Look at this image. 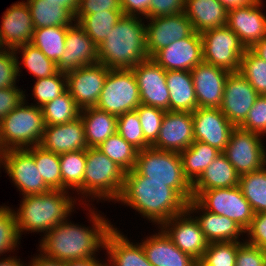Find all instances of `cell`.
<instances>
[{
    "mask_svg": "<svg viewBox=\"0 0 266 266\" xmlns=\"http://www.w3.org/2000/svg\"><path fill=\"white\" fill-rule=\"evenodd\" d=\"M99 63L98 47L84 29L74 22L67 27L65 50L57 63L63 73Z\"/></svg>",
    "mask_w": 266,
    "mask_h": 266,
    "instance_id": "obj_20",
    "label": "cell"
},
{
    "mask_svg": "<svg viewBox=\"0 0 266 266\" xmlns=\"http://www.w3.org/2000/svg\"><path fill=\"white\" fill-rule=\"evenodd\" d=\"M107 10H122L120 0H80L75 14H92Z\"/></svg>",
    "mask_w": 266,
    "mask_h": 266,
    "instance_id": "obj_55",
    "label": "cell"
},
{
    "mask_svg": "<svg viewBox=\"0 0 266 266\" xmlns=\"http://www.w3.org/2000/svg\"><path fill=\"white\" fill-rule=\"evenodd\" d=\"M259 95H266V61L246 49L238 71Z\"/></svg>",
    "mask_w": 266,
    "mask_h": 266,
    "instance_id": "obj_44",
    "label": "cell"
},
{
    "mask_svg": "<svg viewBox=\"0 0 266 266\" xmlns=\"http://www.w3.org/2000/svg\"><path fill=\"white\" fill-rule=\"evenodd\" d=\"M0 169H1V152H0Z\"/></svg>",
    "mask_w": 266,
    "mask_h": 266,
    "instance_id": "obj_65",
    "label": "cell"
},
{
    "mask_svg": "<svg viewBox=\"0 0 266 266\" xmlns=\"http://www.w3.org/2000/svg\"><path fill=\"white\" fill-rule=\"evenodd\" d=\"M151 0H120L124 15L145 18L149 13Z\"/></svg>",
    "mask_w": 266,
    "mask_h": 266,
    "instance_id": "obj_56",
    "label": "cell"
},
{
    "mask_svg": "<svg viewBox=\"0 0 266 266\" xmlns=\"http://www.w3.org/2000/svg\"><path fill=\"white\" fill-rule=\"evenodd\" d=\"M26 96L0 121V152L34 147L42 141L46 126L42 108L29 105Z\"/></svg>",
    "mask_w": 266,
    "mask_h": 266,
    "instance_id": "obj_6",
    "label": "cell"
},
{
    "mask_svg": "<svg viewBox=\"0 0 266 266\" xmlns=\"http://www.w3.org/2000/svg\"><path fill=\"white\" fill-rule=\"evenodd\" d=\"M33 158L45 184L51 190H61L59 154H55L37 145L33 147Z\"/></svg>",
    "mask_w": 266,
    "mask_h": 266,
    "instance_id": "obj_42",
    "label": "cell"
},
{
    "mask_svg": "<svg viewBox=\"0 0 266 266\" xmlns=\"http://www.w3.org/2000/svg\"><path fill=\"white\" fill-rule=\"evenodd\" d=\"M122 16V10H107L92 14H75L74 18L75 22H78L98 46L106 39L113 26Z\"/></svg>",
    "mask_w": 266,
    "mask_h": 266,
    "instance_id": "obj_36",
    "label": "cell"
},
{
    "mask_svg": "<svg viewBox=\"0 0 266 266\" xmlns=\"http://www.w3.org/2000/svg\"><path fill=\"white\" fill-rule=\"evenodd\" d=\"M221 152L209 144L195 140L180 154L185 177L193 184Z\"/></svg>",
    "mask_w": 266,
    "mask_h": 266,
    "instance_id": "obj_34",
    "label": "cell"
},
{
    "mask_svg": "<svg viewBox=\"0 0 266 266\" xmlns=\"http://www.w3.org/2000/svg\"><path fill=\"white\" fill-rule=\"evenodd\" d=\"M80 118L84 125L88 148L99 147L109 136L117 132L118 116L96 107L81 110Z\"/></svg>",
    "mask_w": 266,
    "mask_h": 266,
    "instance_id": "obj_32",
    "label": "cell"
},
{
    "mask_svg": "<svg viewBox=\"0 0 266 266\" xmlns=\"http://www.w3.org/2000/svg\"><path fill=\"white\" fill-rule=\"evenodd\" d=\"M117 133L138 151L151 147L145 140L136 111L126 112L118 116Z\"/></svg>",
    "mask_w": 266,
    "mask_h": 266,
    "instance_id": "obj_46",
    "label": "cell"
},
{
    "mask_svg": "<svg viewBox=\"0 0 266 266\" xmlns=\"http://www.w3.org/2000/svg\"><path fill=\"white\" fill-rule=\"evenodd\" d=\"M187 210L197 220L209 243L242 242L240 239L243 240L241 236L245 235V230L234 220L205 210L194 198L187 203Z\"/></svg>",
    "mask_w": 266,
    "mask_h": 266,
    "instance_id": "obj_25",
    "label": "cell"
},
{
    "mask_svg": "<svg viewBox=\"0 0 266 266\" xmlns=\"http://www.w3.org/2000/svg\"><path fill=\"white\" fill-rule=\"evenodd\" d=\"M116 202L129 206L157 227L187 209V202L173 188L165 182L149 181L135 169L125 173Z\"/></svg>",
    "mask_w": 266,
    "mask_h": 266,
    "instance_id": "obj_2",
    "label": "cell"
},
{
    "mask_svg": "<svg viewBox=\"0 0 266 266\" xmlns=\"http://www.w3.org/2000/svg\"><path fill=\"white\" fill-rule=\"evenodd\" d=\"M91 205L92 203L83 207L89 211L91 226L74 224L68 218L45 235H41L43 237L40 239L37 251L47 258L62 262L97 257L96 252L105 250L103 248H105L106 237L115 225Z\"/></svg>",
    "mask_w": 266,
    "mask_h": 266,
    "instance_id": "obj_1",
    "label": "cell"
},
{
    "mask_svg": "<svg viewBox=\"0 0 266 266\" xmlns=\"http://www.w3.org/2000/svg\"><path fill=\"white\" fill-rule=\"evenodd\" d=\"M132 71L137 80L141 104L169 111L166 70L148 58L132 68Z\"/></svg>",
    "mask_w": 266,
    "mask_h": 266,
    "instance_id": "obj_15",
    "label": "cell"
},
{
    "mask_svg": "<svg viewBox=\"0 0 266 266\" xmlns=\"http://www.w3.org/2000/svg\"><path fill=\"white\" fill-rule=\"evenodd\" d=\"M166 84L169 90V111L194 112L197 106L191 71H166Z\"/></svg>",
    "mask_w": 266,
    "mask_h": 266,
    "instance_id": "obj_31",
    "label": "cell"
},
{
    "mask_svg": "<svg viewBox=\"0 0 266 266\" xmlns=\"http://www.w3.org/2000/svg\"><path fill=\"white\" fill-rule=\"evenodd\" d=\"M157 232L141 239L146 258L152 266H196L197 260L182 252L158 227Z\"/></svg>",
    "mask_w": 266,
    "mask_h": 266,
    "instance_id": "obj_27",
    "label": "cell"
},
{
    "mask_svg": "<svg viewBox=\"0 0 266 266\" xmlns=\"http://www.w3.org/2000/svg\"><path fill=\"white\" fill-rule=\"evenodd\" d=\"M1 167L23 197L51 191L35 165L33 147L1 152Z\"/></svg>",
    "mask_w": 266,
    "mask_h": 266,
    "instance_id": "obj_10",
    "label": "cell"
},
{
    "mask_svg": "<svg viewBox=\"0 0 266 266\" xmlns=\"http://www.w3.org/2000/svg\"><path fill=\"white\" fill-rule=\"evenodd\" d=\"M41 108L46 126L71 122L79 118L81 113V109L68 90Z\"/></svg>",
    "mask_w": 266,
    "mask_h": 266,
    "instance_id": "obj_40",
    "label": "cell"
},
{
    "mask_svg": "<svg viewBox=\"0 0 266 266\" xmlns=\"http://www.w3.org/2000/svg\"><path fill=\"white\" fill-rule=\"evenodd\" d=\"M244 240L254 246L266 245V212L254 213L250 226L245 230ZM248 238V239H247Z\"/></svg>",
    "mask_w": 266,
    "mask_h": 266,
    "instance_id": "obj_52",
    "label": "cell"
},
{
    "mask_svg": "<svg viewBox=\"0 0 266 266\" xmlns=\"http://www.w3.org/2000/svg\"><path fill=\"white\" fill-rule=\"evenodd\" d=\"M106 260L99 261V258H87L77 261L64 262V266H106Z\"/></svg>",
    "mask_w": 266,
    "mask_h": 266,
    "instance_id": "obj_58",
    "label": "cell"
},
{
    "mask_svg": "<svg viewBox=\"0 0 266 266\" xmlns=\"http://www.w3.org/2000/svg\"><path fill=\"white\" fill-rule=\"evenodd\" d=\"M135 111L139 116L145 140L152 146L158 138L166 111L157 107L145 106L142 104H140Z\"/></svg>",
    "mask_w": 266,
    "mask_h": 266,
    "instance_id": "obj_48",
    "label": "cell"
},
{
    "mask_svg": "<svg viewBox=\"0 0 266 266\" xmlns=\"http://www.w3.org/2000/svg\"><path fill=\"white\" fill-rule=\"evenodd\" d=\"M159 228L182 252L189 254L197 261L202 259L209 242L197 220L187 209L164 222Z\"/></svg>",
    "mask_w": 266,
    "mask_h": 266,
    "instance_id": "obj_14",
    "label": "cell"
},
{
    "mask_svg": "<svg viewBox=\"0 0 266 266\" xmlns=\"http://www.w3.org/2000/svg\"><path fill=\"white\" fill-rule=\"evenodd\" d=\"M109 70L97 63L66 73L67 89L81 110L96 106Z\"/></svg>",
    "mask_w": 266,
    "mask_h": 266,
    "instance_id": "obj_13",
    "label": "cell"
},
{
    "mask_svg": "<svg viewBox=\"0 0 266 266\" xmlns=\"http://www.w3.org/2000/svg\"><path fill=\"white\" fill-rule=\"evenodd\" d=\"M21 199L19 209H13L20 238L23 232H40L45 235L57 224L71 217L76 209L75 204H79L77 196L74 198L68 190H51Z\"/></svg>",
    "mask_w": 266,
    "mask_h": 266,
    "instance_id": "obj_4",
    "label": "cell"
},
{
    "mask_svg": "<svg viewBox=\"0 0 266 266\" xmlns=\"http://www.w3.org/2000/svg\"><path fill=\"white\" fill-rule=\"evenodd\" d=\"M17 57L14 50H0V89L17 87L16 83L19 81Z\"/></svg>",
    "mask_w": 266,
    "mask_h": 266,
    "instance_id": "obj_50",
    "label": "cell"
},
{
    "mask_svg": "<svg viewBox=\"0 0 266 266\" xmlns=\"http://www.w3.org/2000/svg\"><path fill=\"white\" fill-rule=\"evenodd\" d=\"M0 266H27V264L20 260V257L9 255L7 258H0Z\"/></svg>",
    "mask_w": 266,
    "mask_h": 266,
    "instance_id": "obj_62",
    "label": "cell"
},
{
    "mask_svg": "<svg viewBox=\"0 0 266 266\" xmlns=\"http://www.w3.org/2000/svg\"><path fill=\"white\" fill-rule=\"evenodd\" d=\"M27 266H64V262L45 257L39 252L27 263Z\"/></svg>",
    "mask_w": 266,
    "mask_h": 266,
    "instance_id": "obj_57",
    "label": "cell"
},
{
    "mask_svg": "<svg viewBox=\"0 0 266 266\" xmlns=\"http://www.w3.org/2000/svg\"><path fill=\"white\" fill-rule=\"evenodd\" d=\"M151 58L166 71H191L203 62L201 33L194 31L190 36L160 49Z\"/></svg>",
    "mask_w": 266,
    "mask_h": 266,
    "instance_id": "obj_19",
    "label": "cell"
},
{
    "mask_svg": "<svg viewBox=\"0 0 266 266\" xmlns=\"http://www.w3.org/2000/svg\"><path fill=\"white\" fill-rule=\"evenodd\" d=\"M146 20V45L149 58L172 42L184 39L194 32L192 23L184 12Z\"/></svg>",
    "mask_w": 266,
    "mask_h": 266,
    "instance_id": "obj_17",
    "label": "cell"
},
{
    "mask_svg": "<svg viewBox=\"0 0 266 266\" xmlns=\"http://www.w3.org/2000/svg\"><path fill=\"white\" fill-rule=\"evenodd\" d=\"M66 33L67 27L37 28L34 29L31 44L39 48L47 58L57 64L65 50Z\"/></svg>",
    "mask_w": 266,
    "mask_h": 266,
    "instance_id": "obj_38",
    "label": "cell"
},
{
    "mask_svg": "<svg viewBox=\"0 0 266 266\" xmlns=\"http://www.w3.org/2000/svg\"><path fill=\"white\" fill-rule=\"evenodd\" d=\"M259 134L235 127L223 152L239 175L251 173L266 165V148Z\"/></svg>",
    "mask_w": 266,
    "mask_h": 266,
    "instance_id": "obj_11",
    "label": "cell"
},
{
    "mask_svg": "<svg viewBox=\"0 0 266 266\" xmlns=\"http://www.w3.org/2000/svg\"><path fill=\"white\" fill-rule=\"evenodd\" d=\"M32 87L33 102L36 103L29 104L43 107L46 103L54 100L68 90L66 73L59 71L52 76L36 79Z\"/></svg>",
    "mask_w": 266,
    "mask_h": 266,
    "instance_id": "obj_43",
    "label": "cell"
},
{
    "mask_svg": "<svg viewBox=\"0 0 266 266\" xmlns=\"http://www.w3.org/2000/svg\"><path fill=\"white\" fill-rule=\"evenodd\" d=\"M40 146L55 154L86 150L88 144L81 118L64 124L45 126Z\"/></svg>",
    "mask_w": 266,
    "mask_h": 266,
    "instance_id": "obj_26",
    "label": "cell"
},
{
    "mask_svg": "<svg viewBox=\"0 0 266 266\" xmlns=\"http://www.w3.org/2000/svg\"><path fill=\"white\" fill-rule=\"evenodd\" d=\"M25 91L19 86L0 89V121L25 100Z\"/></svg>",
    "mask_w": 266,
    "mask_h": 266,
    "instance_id": "obj_54",
    "label": "cell"
},
{
    "mask_svg": "<svg viewBox=\"0 0 266 266\" xmlns=\"http://www.w3.org/2000/svg\"><path fill=\"white\" fill-rule=\"evenodd\" d=\"M184 13L197 33L227 23L228 10L218 0H185Z\"/></svg>",
    "mask_w": 266,
    "mask_h": 266,
    "instance_id": "obj_30",
    "label": "cell"
},
{
    "mask_svg": "<svg viewBox=\"0 0 266 266\" xmlns=\"http://www.w3.org/2000/svg\"><path fill=\"white\" fill-rule=\"evenodd\" d=\"M125 173L98 148H87L83 177L84 205H90L91 200L114 201L115 204L124 185Z\"/></svg>",
    "mask_w": 266,
    "mask_h": 266,
    "instance_id": "obj_5",
    "label": "cell"
},
{
    "mask_svg": "<svg viewBox=\"0 0 266 266\" xmlns=\"http://www.w3.org/2000/svg\"><path fill=\"white\" fill-rule=\"evenodd\" d=\"M97 148L125 172H129L135 168L138 150L117 132L109 136Z\"/></svg>",
    "mask_w": 266,
    "mask_h": 266,
    "instance_id": "obj_41",
    "label": "cell"
},
{
    "mask_svg": "<svg viewBox=\"0 0 266 266\" xmlns=\"http://www.w3.org/2000/svg\"><path fill=\"white\" fill-rule=\"evenodd\" d=\"M140 104L139 88L132 69H110L95 107L119 116L135 111Z\"/></svg>",
    "mask_w": 266,
    "mask_h": 266,
    "instance_id": "obj_8",
    "label": "cell"
},
{
    "mask_svg": "<svg viewBox=\"0 0 266 266\" xmlns=\"http://www.w3.org/2000/svg\"><path fill=\"white\" fill-rule=\"evenodd\" d=\"M240 175L221 152L192 184V195L195 199L202 191L215 188L236 187Z\"/></svg>",
    "mask_w": 266,
    "mask_h": 266,
    "instance_id": "obj_29",
    "label": "cell"
},
{
    "mask_svg": "<svg viewBox=\"0 0 266 266\" xmlns=\"http://www.w3.org/2000/svg\"><path fill=\"white\" fill-rule=\"evenodd\" d=\"M194 140L209 144L224 152L235 126L220 108L200 107L192 112Z\"/></svg>",
    "mask_w": 266,
    "mask_h": 266,
    "instance_id": "obj_18",
    "label": "cell"
},
{
    "mask_svg": "<svg viewBox=\"0 0 266 266\" xmlns=\"http://www.w3.org/2000/svg\"><path fill=\"white\" fill-rule=\"evenodd\" d=\"M144 21L142 17L123 14L97 46L99 63L110 69H132L148 59Z\"/></svg>",
    "mask_w": 266,
    "mask_h": 266,
    "instance_id": "obj_3",
    "label": "cell"
},
{
    "mask_svg": "<svg viewBox=\"0 0 266 266\" xmlns=\"http://www.w3.org/2000/svg\"><path fill=\"white\" fill-rule=\"evenodd\" d=\"M195 200L205 210L234 220L244 230L250 226L254 216L239 186L204 190Z\"/></svg>",
    "mask_w": 266,
    "mask_h": 266,
    "instance_id": "obj_12",
    "label": "cell"
},
{
    "mask_svg": "<svg viewBox=\"0 0 266 266\" xmlns=\"http://www.w3.org/2000/svg\"><path fill=\"white\" fill-rule=\"evenodd\" d=\"M230 73L226 69L205 62L197 64L191 70L198 108H220L225 82Z\"/></svg>",
    "mask_w": 266,
    "mask_h": 266,
    "instance_id": "obj_24",
    "label": "cell"
},
{
    "mask_svg": "<svg viewBox=\"0 0 266 266\" xmlns=\"http://www.w3.org/2000/svg\"><path fill=\"white\" fill-rule=\"evenodd\" d=\"M263 1L257 0L249 6L228 10L226 25L237 34L246 49H250L266 36V14L262 10L265 7Z\"/></svg>",
    "mask_w": 266,
    "mask_h": 266,
    "instance_id": "obj_23",
    "label": "cell"
},
{
    "mask_svg": "<svg viewBox=\"0 0 266 266\" xmlns=\"http://www.w3.org/2000/svg\"><path fill=\"white\" fill-rule=\"evenodd\" d=\"M20 239L14 210L5 203L0 205V257L18 250Z\"/></svg>",
    "mask_w": 266,
    "mask_h": 266,
    "instance_id": "obj_45",
    "label": "cell"
},
{
    "mask_svg": "<svg viewBox=\"0 0 266 266\" xmlns=\"http://www.w3.org/2000/svg\"><path fill=\"white\" fill-rule=\"evenodd\" d=\"M30 9L34 29L61 26L70 27L74 16L59 3L44 2V0H26Z\"/></svg>",
    "mask_w": 266,
    "mask_h": 266,
    "instance_id": "obj_35",
    "label": "cell"
},
{
    "mask_svg": "<svg viewBox=\"0 0 266 266\" xmlns=\"http://www.w3.org/2000/svg\"><path fill=\"white\" fill-rule=\"evenodd\" d=\"M263 251H264L265 256H266V245L263 247Z\"/></svg>",
    "mask_w": 266,
    "mask_h": 266,
    "instance_id": "obj_64",
    "label": "cell"
},
{
    "mask_svg": "<svg viewBox=\"0 0 266 266\" xmlns=\"http://www.w3.org/2000/svg\"><path fill=\"white\" fill-rule=\"evenodd\" d=\"M61 168V190H73L80 195L79 205L83 202V177L86 167V150L59 154ZM80 199V200H79ZM82 200V202H81Z\"/></svg>",
    "mask_w": 266,
    "mask_h": 266,
    "instance_id": "obj_33",
    "label": "cell"
},
{
    "mask_svg": "<svg viewBox=\"0 0 266 266\" xmlns=\"http://www.w3.org/2000/svg\"><path fill=\"white\" fill-rule=\"evenodd\" d=\"M14 51L17 55L19 53L21 56V62L19 61V57H17L18 77L22 73L21 63L35 79L49 77L59 72L57 64L47 58L39 48L31 43L24 44Z\"/></svg>",
    "mask_w": 266,
    "mask_h": 266,
    "instance_id": "obj_37",
    "label": "cell"
},
{
    "mask_svg": "<svg viewBox=\"0 0 266 266\" xmlns=\"http://www.w3.org/2000/svg\"><path fill=\"white\" fill-rule=\"evenodd\" d=\"M44 2L59 3L60 6L66 8L74 16L80 0H44Z\"/></svg>",
    "mask_w": 266,
    "mask_h": 266,
    "instance_id": "obj_60",
    "label": "cell"
},
{
    "mask_svg": "<svg viewBox=\"0 0 266 266\" xmlns=\"http://www.w3.org/2000/svg\"><path fill=\"white\" fill-rule=\"evenodd\" d=\"M196 266H207L202 260L197 261Z\"/></svg>",
    "mask_w": 266,
    "mask_h": 266,
    "instance_id": "obj_63",
    "label": "cell"
},
{
    "mask_svg": "<svg viewBox=\"0 0 266 266\" xmlns=\"http://www.w3.org/2000/svg\"><path fill=\"white\" fill-rule=\"evenodd\" d=\"M193 117L189 112L166 111L152 148L181 153L194 140Z\"/></svg>",
    "mask_w": 266,
    "mask_h": 266,
    "instance_id": "obj_22",
    "label": "cell"
},
{
    "mask_svg": "<svg viewBox=\"0 0 266 266\" xmlns=\"http://www.w3.org/2000/svg\"><path fill=\"white\" fill-rule=\"evenodd\" d=\"M227 10L232 8L246 7L257 0H218Z\"/></svg>",
    "mask_w": 266,
    "mask_h": 266,
    "instance_id": "obj_59",
    "label": "cell"
},
{
    "mask_svg": "<svg viewBox=\"0 0 266 266\" xmlns=\"http://www.w3.org/2000/svg\"><path fill=\"white\" fill-rule=\"evenodd\" d=\"M238 186L254 213L266 212V165L240 175Z\"/></svg>",
    "mask_w": 266,
    "mask_h": 266,
    "instance_id": "obj_39",
    "label": "cell"
},
{
    "mask_svg": "<svg viewBox=\"0 0 266 266\" xmlns=\"http://www.w3.org/2000/svg\"><path fill=\"white\" fill-rule=\"evenodd\" d=\"M242 242H211L202 257L207 266H235L237 250Z\"/></svg>",
    "mask_w": 266,
    "mask_h": 266,
    "instance_id": "obj_47",
    "label": "cell"
},
{
    "mask_svg": "<svg viewBox=\"0 0 266 266\" xmlns=\"http://www.w3.org/2000/svg\"><path fill=\"white\" fill-rule=\"evenodd\" d=\"M235 266H266L263 248L251 245L245 240L239 245Z\"/></svg>",
    "mask_w": 266,
    "mask_h": 266,
    "instance_id": "obj_51",
    "label": "cell"
},
{
    "mask_svg": "<svg viewBox=\"0 0 266 266\" xmlns=\"http://www.w3.org/2000/svg\"><path fill=\"white\" fill-rule=\"evenodd\" d=\"M0 28V45L3 49L15 50L31 43L34 26L26 1H17L3 12Z\"/></svg>",
    "mask_w": 266,
    "mask_h": 266,
    "instance_id": "obj_21",
    "label": "cell"
},
{
    "mask_svg": "<svg viewBox=\"0 0 266 266\" xmlns=\"http://www.w3.org/2000/svg\"><path fill=\"white\" fill-rule=\"evenodd\" d=\"M134 169L149 181L165 182L187 203L193 199L192 184L184 175L179 153L152 147L140 150Z\"/></svg>",
    "mask_w": 266,
    "mask_h": 266,
    "instance_id": "obj_7",
    "label": "cell"
},
{
    "mask_svg": "<svg viewBox=\"0 0 266 266\" xmlns=\"http://www.w3.org/2000/svg\"><path fill=\"white\" fill-rule=\"evenodd\" d=\"M185 0H151L149 13L144 19L183 13Z\"/></svg>",
    "mask_w": 266,
    "mask_h": 266,
    "instance_id": "obj_53",
    "label": "cell"
},
{
    "mask_svg": "<svg viewBox=\"0 0 266 266\" xmlns=\"http://www.w3.org/2000/svg\"><path fill=\"white\" fill-rule=\"evenodd\" d=\"M250 50L259 58L266 61V36L255 43Z\"/></svg>",
    "mask_w": 266,
    "mask_h": 266,
    "instance_id": "obj_61",
    "label": "cell"
},
{
    "mask_svg": "<svg viewBox=\"0 0 266 266\" xmlns=\"http://www.w3.org/2000/svg\"><path fill=\"white\" fill-rule=\"evenodd\" d=\"M203 62L238 72L246 47L227 25L201 33Z\"/></svg>",
    "mask_w": 266,
    "mask_h": 266,
    "instance_id": "obj_9",
    "label": "cell"
},
{
    "mask_svg": "<svg viewBox=\"0 0 266 266\" xmlns=\"http://www.w3.org/2000/svg\"><path fill=\"white\" fill-rule=\"evenodd\" d=\"M259 94L239 72H231L225 82L221 112L239 127L247 118Z\"/></svg>",
    "mask_w": 266,
    "mask_h": 266,
    "instance_id": "obj_16",
    "label": "cell"
},
{
    "mask_svg": "<svg viewBox=\"0 0 266 266\" xmlns=\"http://www.w3.org/2000/svg\"><path fill=\"white\" fill-rule=\"evenodd\" d=\"M241 129L266 136V95H259L247 118L239 126Z\"/></svg>",
    "mask_w": 266,
    "mask_h": 266,
    "instance_id": "obj_49",
    "label": "cell"
},
{
    "mask_svg": "<svg viewBox=\"0 0 266 266\" xmlns=\"http://www.w3.org/2000/svg\"><path fill=\"white\" fill-rule=\"evenodd\" d=\"M106 266H152L139 242H131L114 227L105 240Z\"/></svg>",
    "mask_w": 266,
    "mask_h": 266,
    "instance_id": "obj_28",
    "label": "cell"
}]
</instances>
